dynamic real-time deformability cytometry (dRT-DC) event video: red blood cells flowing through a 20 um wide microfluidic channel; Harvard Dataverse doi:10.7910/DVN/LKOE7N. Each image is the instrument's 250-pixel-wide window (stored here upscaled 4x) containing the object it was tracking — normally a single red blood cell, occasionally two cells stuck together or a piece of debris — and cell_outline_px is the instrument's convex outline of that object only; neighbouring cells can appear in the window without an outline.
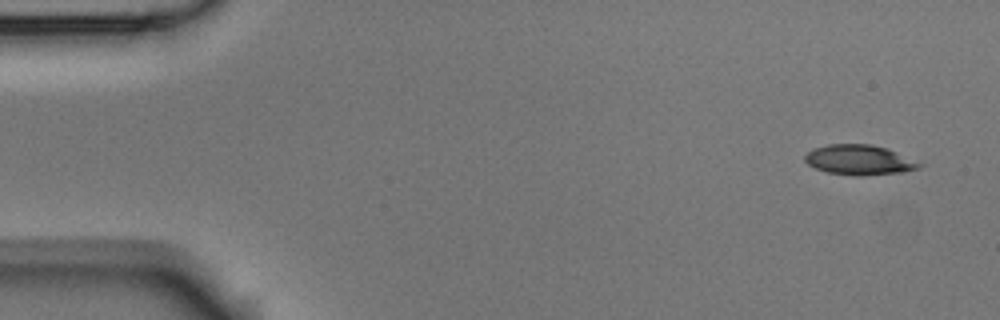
{"species": "Egyptian fruit bat (a non-hibernating species)", "species_latin": "Rousettus aegyptiacus", "temperature_condition": "room temperature", "stored_images_in_passage": 8, "camera_frame_rate_fps": 3000, "um_per_image_px": 0.085, "animal": {"sex": "male"}, "frame": {"image": 1, "passage_image": 1, "time_ms": 0.0, "image_size_px": [1000, 320], "cell_outline_px": [[924, 164], [920, 168], [900, 172], [828, 172], [816, 168], [808, 164], [804, 160], [804, 156], [812, 148], [828, 144], [872, 144], [888, 148]], "centroid_in_image_um": [73.02, 13.51], "position_along_channel_um": 12.0, "area_um2": 18.96}}
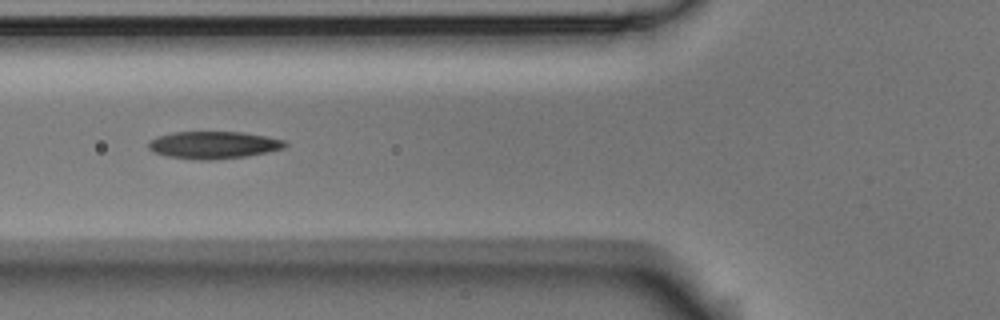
{"frame": {"image": 2, "passage_image": 6, "time_ms": 1.667, "image_size_px": [1000, 320], "cell_outline_px": [[288, 144], [284, 148], [248, 156], [212, 160], [200, 160], [168, 156], [152, 152], [148, 148], [148, 140], [156, 136], [172, 132], [244, 132], [268, 136], [284, 140]], "centroid_in_image_um": [18.13, 12.32], "position_along_channel_um": 107.7, "area_um2": 21.96}}
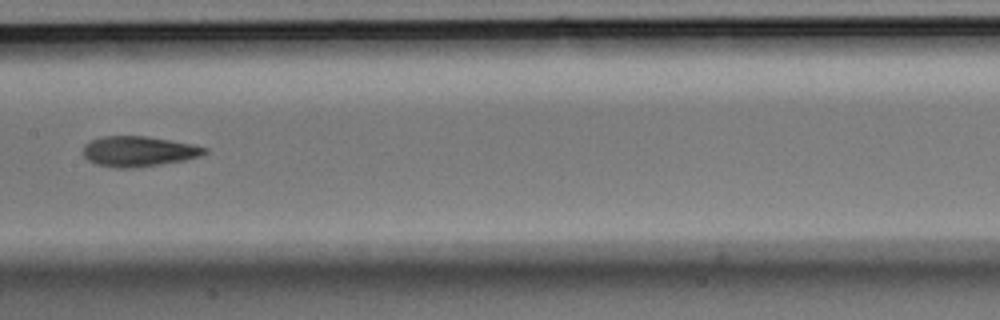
{"frame": {"image": 3, "passage_image": 8, "time_ms": 2.333, "image_size_px": [1000, 320], "cell_outline_px": [[208, 152], [200, 156], [184, 160], [136, 168], [116, 168], [96, 164], [88, 160], [84, 156], [84, 144], [92, 140], [104, 136], [148, 136], [192, 144], [208, 148]], "centroid_in_image_um": [11.79, 12.87], "position_along_channel_um": 195.6, "area_um2": 21.44}}